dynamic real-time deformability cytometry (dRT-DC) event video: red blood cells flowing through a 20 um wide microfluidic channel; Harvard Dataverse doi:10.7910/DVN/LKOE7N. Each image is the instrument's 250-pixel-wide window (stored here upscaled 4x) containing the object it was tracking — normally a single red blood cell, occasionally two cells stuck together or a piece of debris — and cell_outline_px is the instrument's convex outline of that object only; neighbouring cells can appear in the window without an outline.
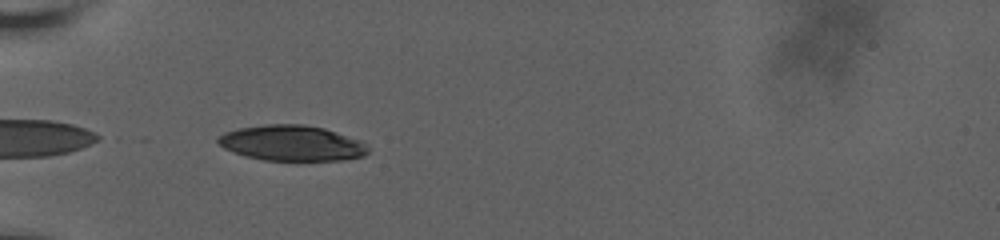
{"species": "human", "species_latin": "Homo sapiens", "temperature_condition": "room temperature", "stored_images_in_passage": 8, "camera_frame_rate_fps": 3000, "um_per_image_px": 0.085, "donor": {"sex": "male"}, "frame": {"image": 1, "passage_image": 1, "time_ms": 0.0, "image_size_px": [1000, 240], "cell_outline_px": [[368, 152], [364, 156], [340, 160], [264, 160], [244, 156], [224, 148], [216, 140], [224, 132], [240, 128], [268, 124], [304, 124], [324, 128], [360, 140], [368, 148]], "centroid_in_image_um": [24.8, 12.16], "position_along_channel_um": 60.2, "area_um2": 30.81}}
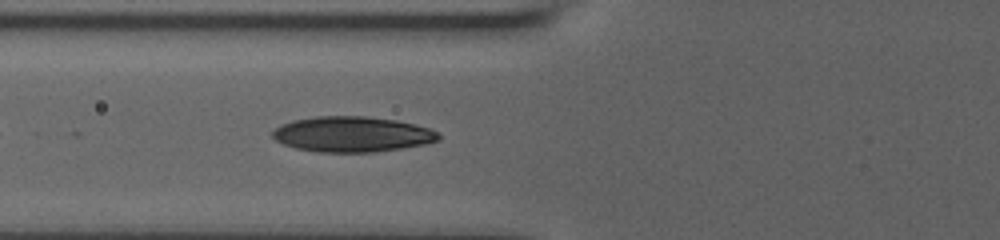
{"frame": {"image": 2, "passage_image": 6, "time_ms": 1.333, "image_size_px": [1000, 240], "cell_outline_px": [[440, 140], [424, 144], [400, 148], [372, 152], [316, 152], [296, 148], [284, 144], [276, 140], [272, 136], [272, 132], [280, 124], [292, 120], [316, 116], [368, 116], [396, 120], [428, 128], [440, 132]], "centroid_in_image_um": [29.92, 11.4], "position_along_channel_um": 95.9, "area_um2": 34.28}}